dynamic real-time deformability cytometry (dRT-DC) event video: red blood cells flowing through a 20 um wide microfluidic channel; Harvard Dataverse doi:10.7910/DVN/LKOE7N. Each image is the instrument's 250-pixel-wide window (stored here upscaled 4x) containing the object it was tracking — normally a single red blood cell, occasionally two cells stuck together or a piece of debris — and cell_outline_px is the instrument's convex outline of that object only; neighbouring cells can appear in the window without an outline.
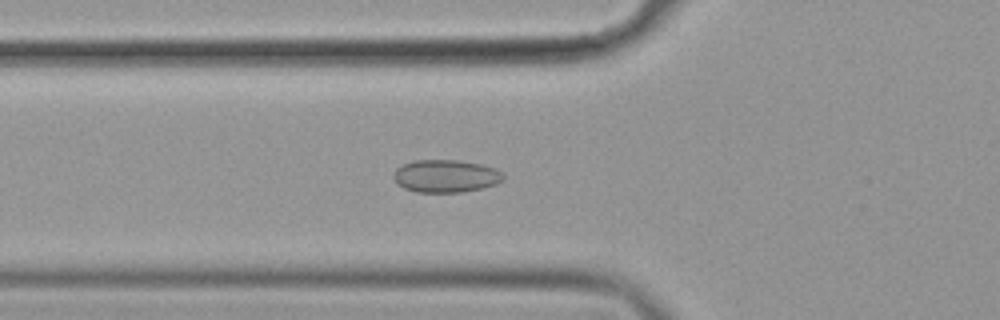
{"species": "common noctule bat (a hibernating species)", "species_latin": "Nyctalus noctula", "temperature_condition": "cold", "stored_images_in_passage": 56, "camera_frame_rate_fps": 3000, "um_per_image_px": 0.085, "animal": {"sex": "female", "body_mass_g": 19.9}, "frame": {"image": 1, "passage_image": 20, "time_ms": 6.333, "image_size_px": [1000, 320], "cell_outline_px": [[504, 180], [496, 184], [484, 188], [464, 192], [416, 192], [404, 188], [396, 184], [392, 176], [392, 172], [396, 168], [412, 160], [456, 160], [480, 164], [496, 168], [504, 176]], "centroid_in_image_um": [37.86, 14.97], "position_along_channel_um": 87.9, "area_um2": 21.15}}
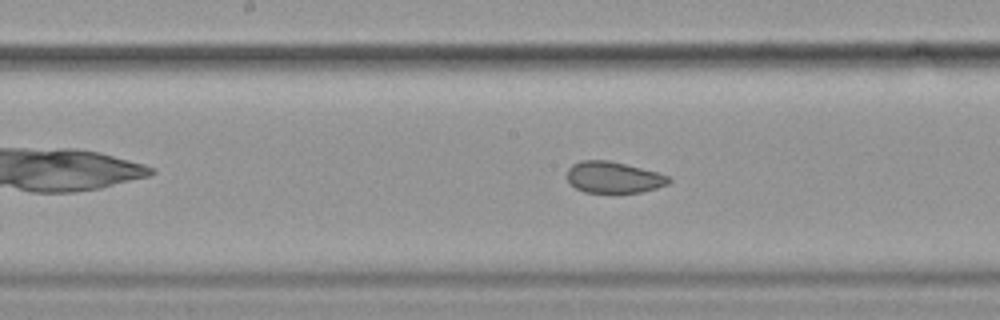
{"frame": {"image": 2, "passage_image": 29, "time_ms": 9.333, "image_size_px": [1000, 320], "cell_outline_px": [[672, 180], [668, 184], [656, 188], [640, 192], [584, 192], [576, 188], [568, 180], [568, 168], [572, 164], [580, 160], [608, 160], [656, 172], [668, 176]], "centroid_in_image_um": [52.14, 15.07], "position_along_channel_um": 196.1, "area_um2": 18.32}}
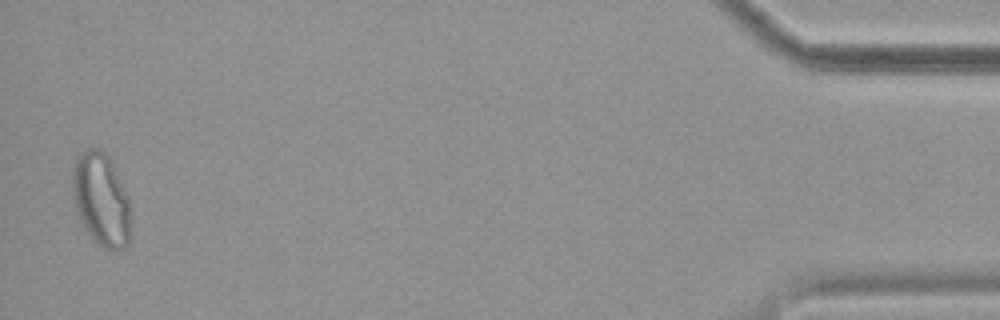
{"frame": {"image": 3, "passage_image": 55, "time_ms": 18.0, "image_size_px": [1000, 320], "cell_outline_px": [[132, 216], [128, 244], [124, 248], [116, 252], [100, 248], [88, 232], [80, 220], [72, 196], [72, 168], [80, 152], [88, 148], [104, 148], [132, 204]], "centroid_in_image_um": [8.62, 16.99], "position_along_channel_um": 426.6, "area_um2": 32.37}, "authors_computed_cell_mechanics": {"area_um2": 21.8484, "velocity_mm_per_s": 3.5881, "shape_relaxation_time_tau1_ms": null, "shape_relaxation_time_tau2_ms": 1.5643, "deformation_change_tau1": null, "deformation_change_tau2": 0.0687}}